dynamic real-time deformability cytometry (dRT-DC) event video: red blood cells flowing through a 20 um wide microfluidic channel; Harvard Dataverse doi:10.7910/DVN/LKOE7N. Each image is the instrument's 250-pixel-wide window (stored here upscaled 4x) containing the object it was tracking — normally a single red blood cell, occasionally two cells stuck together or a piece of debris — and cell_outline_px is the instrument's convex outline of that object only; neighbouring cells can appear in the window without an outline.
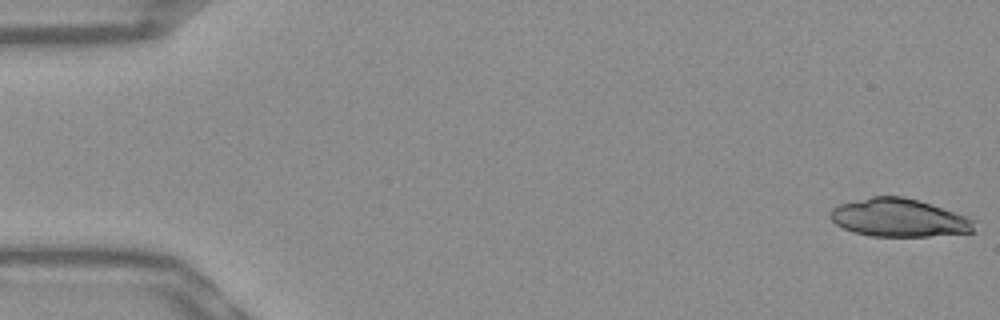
{"species": "Egyptian fruit bat (a non-hibernating species)", "species_latin": "Rousettus aegyptiacus", "temperature_condition": "warm", "stored_images_in_passage": 52, "camera_frame_rate_fps": 3000, "um_per_image_px": 0.085, "frame": {"image": 1, "passage_image": 1, "time_ms": 0.0, "image_size_px": [1000, 320], "cell_outline_px": [[976, 232], [928, 236], [872, 236], [852, 232], [836, 224], [828, 216], [828, 212], [832, 208], [840, 204], [872, 196], [904, 196], [964, 216], [972, 220]], "centroid_in_image_um": [76.34, 18.52], "position_along_channel_um": 8.7, "area_um2": 31.56}}
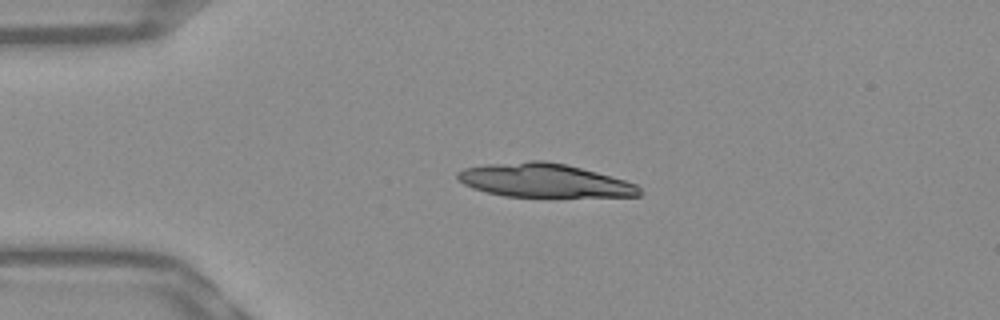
{"frame": {"image": 2, "passage_image": 12, "time_ms": 3.667, "image_size_px": [1000, 320], "cell_outline_px": [[644, 192], [640, 196], [504, 196], [472, 188], [464, 184], [456, 176], [456, 172], [464, 168], [484, 164], [532, 160], [544, 160], [564, 164], [596, 172], [624, 180], [636, 184]], "centroid_in_image_um": [46.23, 15.33], "position_along_channel_um": 38.8, "area_um2": 35.37}}